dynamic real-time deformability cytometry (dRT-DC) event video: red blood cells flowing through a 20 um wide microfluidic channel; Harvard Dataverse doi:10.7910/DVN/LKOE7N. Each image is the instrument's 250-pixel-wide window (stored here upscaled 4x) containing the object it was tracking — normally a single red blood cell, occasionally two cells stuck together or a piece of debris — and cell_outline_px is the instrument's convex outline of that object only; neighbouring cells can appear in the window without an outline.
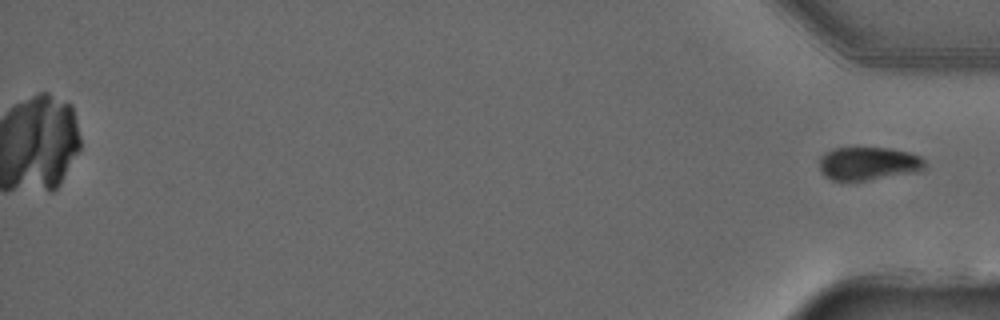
{"species": "common noctule bat (a hibernating species)", "species_latin": "Nyctalus noctula", "temperature_condition": "warm", "stored_images_in_passage": 39, "camera_frame_rate_fps": 3000, "um_per_image_px": 0.085, "animal": {"sex": "male", "forearm_length_mm": 52.5}, "frame": {"image": 1, "passage_image": 39, "time_ms": 12.667, "image_size_px": [1000, 320], "cell_outline_px": [[924, 168], [920, 172], [844, 184], [832, 180], [824, 176], [820, 172], [820, 156], [832, 148], [852, 144], [888, 148], [908, 152], [920, 156], [924, 160]], "centroid_in_image_um": [73.74, 13.89], "position_along_channel_um": 361.5, "area_um2": 21.91}}